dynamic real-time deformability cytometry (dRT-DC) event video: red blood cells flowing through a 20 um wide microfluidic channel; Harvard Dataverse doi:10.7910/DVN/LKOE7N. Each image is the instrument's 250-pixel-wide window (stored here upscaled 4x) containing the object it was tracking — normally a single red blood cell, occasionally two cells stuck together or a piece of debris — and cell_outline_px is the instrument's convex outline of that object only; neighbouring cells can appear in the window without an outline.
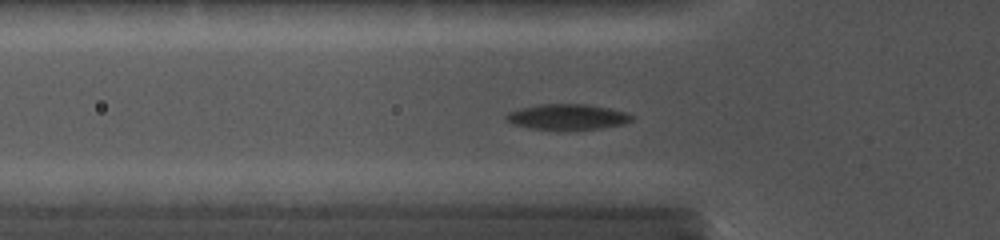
{"species": "common noctule bat (a hibernating species)", "species_latin": "Nyctalus noctula", "temperature_condition": "cold", "stored_images_in_passage": 48, "camera_frame_rate_fps": 5000, "um_per_image_px": 0.085, "animal": {"sex": "female", "body_mass_g": 19.0, "forearm_length_mm": 56.7}, "frame": {"image": 1, "passage_image": 17, "time_ms": 5.8, "image_size_px": [1000, 240], "cell_outline_px": [[632, 120], [624, 124], [600, 128], [532, 128], [516, 124], [504, 120], [504, 116], [508, 112], [520, 108], [536, 104], [588, 104], [608, 108], [624, 112], [632, 116]], "centroid_in_image_um": [48.19, 9.9], "position_along_channel_um": 77.6, "area_um2": 18.15}}
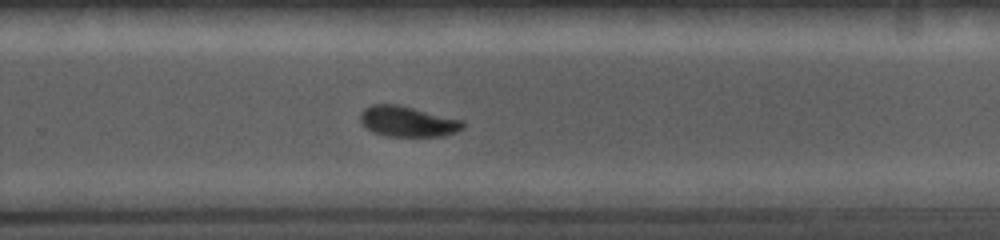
{"frame": {"image": 2, "passage_image": 33, "time_ms": 11.2, "image_size_px": [1000, 240], "cell_outline_px": [[464, 128], [456, 132], [444, 136], [384, 136], [372, 132], [364, 128], [360, 120], [360, 112], [364, 108], [372, 104], [400, 104], [464, 120]], "centroid_in_image_um": [34.64, 10.32], "position_along_channel_um": 295.2, "area_um2": 18.67}}
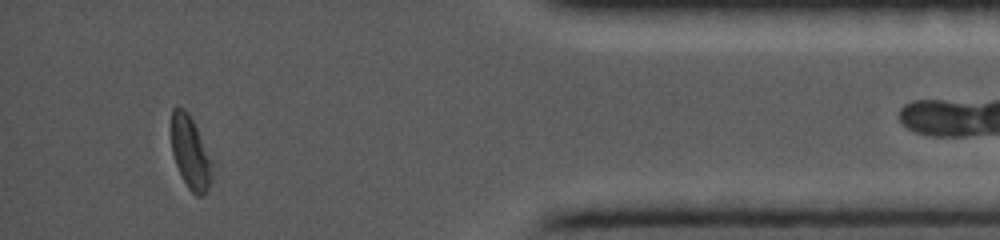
{"frame": {"image": 3, "passage_image": 44, "time_ms": 15.0, "image_size_px": [1000, 240], "cell_outline_px": [[212, 180], [208, 188], [200, 196], [196, 196], [188, 188], [176, 164], [172, 152], [172, 108], [176, 104], [184, 108], [188, 112], [200, 136], [212, 164]], "centroid_in_image_um": [16.17, 12.96], "position_along_channel_um": 419.0, "area_um2": 16.88}}